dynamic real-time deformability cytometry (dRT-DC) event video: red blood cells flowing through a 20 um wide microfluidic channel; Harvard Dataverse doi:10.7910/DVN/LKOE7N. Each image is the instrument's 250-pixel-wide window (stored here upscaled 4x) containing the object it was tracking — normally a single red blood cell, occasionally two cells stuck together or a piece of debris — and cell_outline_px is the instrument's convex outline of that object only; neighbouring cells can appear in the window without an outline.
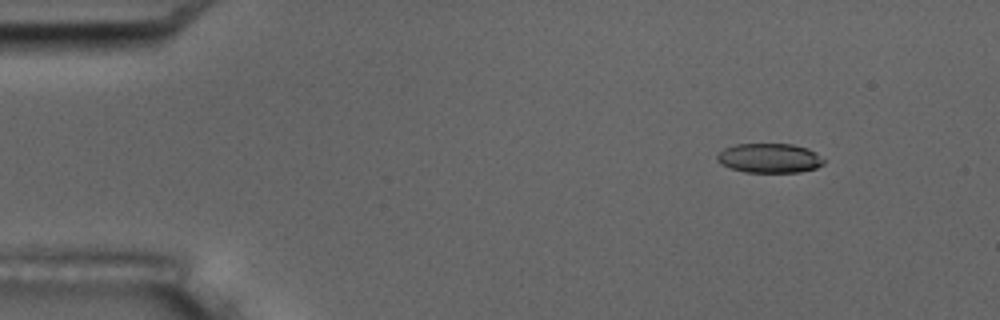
{"species": "common noctule bat (a hibernating species)", "species_latin": "Nyctalus noctula", "temperature_condition": "room temperature", "stored_images_in_passage": 5, "camera_frame_rate_fps": 3000, "um_per_image_px": 0.085, "animal": {"sex": "male", "body_mass_g": 17.5, "forearm_length_mm": 52.3}, "frame": {"image": 1, "passage_image": 2, "time_ms": 1.333, "image_size_px": [1000, 320], "cell_outline_px": [[824, 164], [816, 168], [800, 172], [744, 172], [720, 164], [716, 160], [716, 156], [724, 148], [736, 144], [792, 144], [808, 148], [816, 152], [824, 160]], "centroid_in_image_um": [65.41, 13.44], "position_along_channel_um": 19.6, "area_um2": 18.38}}
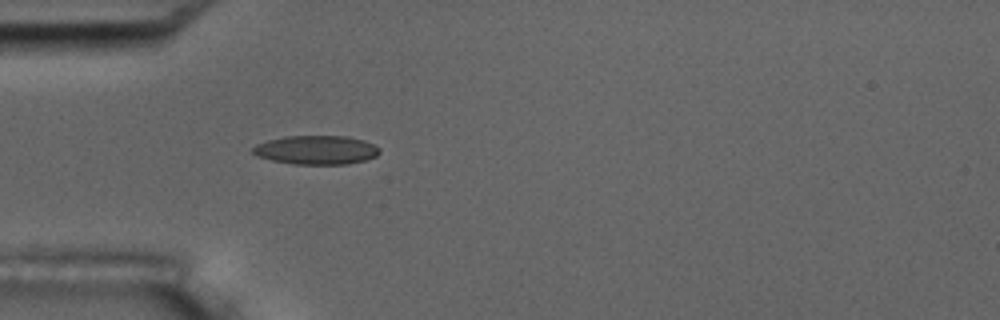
{"frame": {"image": 2, "passage_image": 5, "time_ms": 4.667, "image_size_px": [1000, 320], "cell_outline_px": [[380, 152], [376, 156], [364, 160], [348, 164], [292, 164], [272, 160], [256, 156], [252, 152], [252, 148], [256, 144], [268, 140], [284, 136], [348, 136], [364, 140], [380, 148]], "centroid_in_image_um": [26.87, 12.74], "position_along_channel_um": 58.1, "area_um2": 21.39}}